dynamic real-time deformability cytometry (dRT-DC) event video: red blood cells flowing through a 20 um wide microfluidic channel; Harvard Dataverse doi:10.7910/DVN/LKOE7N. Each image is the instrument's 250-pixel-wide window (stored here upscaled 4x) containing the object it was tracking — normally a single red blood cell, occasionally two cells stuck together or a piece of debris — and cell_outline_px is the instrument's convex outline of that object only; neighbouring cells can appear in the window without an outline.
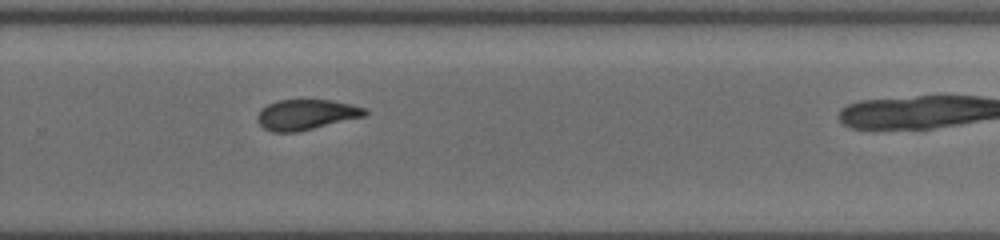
{"species": "common noctule bat (a hibernating species)", "species_latin": "Nyctalus noctula", "temperature_condition": "cold", "stored_images_in_passage": 11, "camera_frame_rate_fps": 3000, "um_per_image_px": 0.085, "animal": {"sex": "female", "body_mass_g": 19.5, "forearm_length_mm": 54.1}, "frame": {"image": 1, "passage_image": 10, "time_ms": 9.333, "image_size_px": [1000, 240], "cell_outline_px": [[368, 112], [364, 116], [296, 132], [272, 132], [264, 128], [256, 120], [256, 116], [260, 108], [268, 104], [280, 100], [332, 100], [352, 104], [364, 108]], "centroid_in_image_um": [25.98, 9.73], "position_along_channel_um": 303.8, "area_um2": 18.9}}